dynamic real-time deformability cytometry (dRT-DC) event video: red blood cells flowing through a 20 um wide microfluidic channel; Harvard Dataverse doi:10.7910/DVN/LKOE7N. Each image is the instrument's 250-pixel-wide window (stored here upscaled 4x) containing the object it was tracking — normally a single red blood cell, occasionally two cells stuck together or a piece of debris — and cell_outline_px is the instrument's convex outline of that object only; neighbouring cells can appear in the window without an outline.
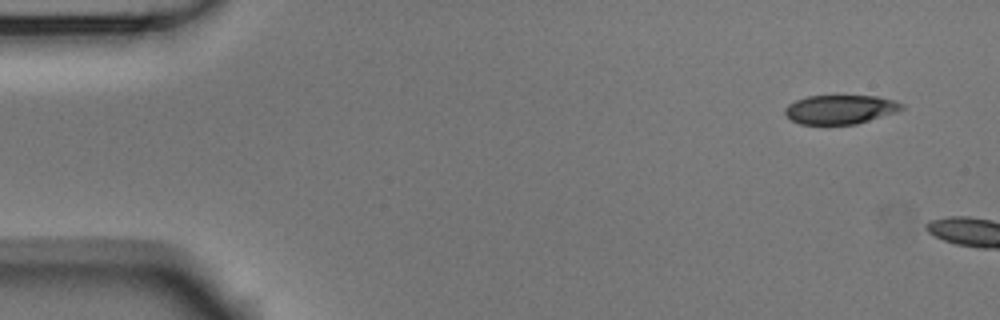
{"species": "Egyptian fruit bat (a non-hibernating species)", "species_latin": "Rousettus aegyptiacus", "temperature_condition": "room temperature", "stored_images_in_passage": 2, "camera_frame_rate_fps": 3000, "um_per_image_px": 0.085, "animal": {"sex": "male"}, "frame": {"image": 1, "passage_image": 1, "time_ms": 0.0, "image_size_px": [1000, 320], "cell_outline_px": [[904, 108], [896, 112], [856, 124], [800, 124], [792, 120], [784, 112], [784, 108], [788, 104], [796, 100], [808, 96], [876, 96], [896, 100], [904, 104]], "centroid_in_image_um": [71.44, 9.29], "position_along_channel_um": 13.6, "area_um2": 19.71}}